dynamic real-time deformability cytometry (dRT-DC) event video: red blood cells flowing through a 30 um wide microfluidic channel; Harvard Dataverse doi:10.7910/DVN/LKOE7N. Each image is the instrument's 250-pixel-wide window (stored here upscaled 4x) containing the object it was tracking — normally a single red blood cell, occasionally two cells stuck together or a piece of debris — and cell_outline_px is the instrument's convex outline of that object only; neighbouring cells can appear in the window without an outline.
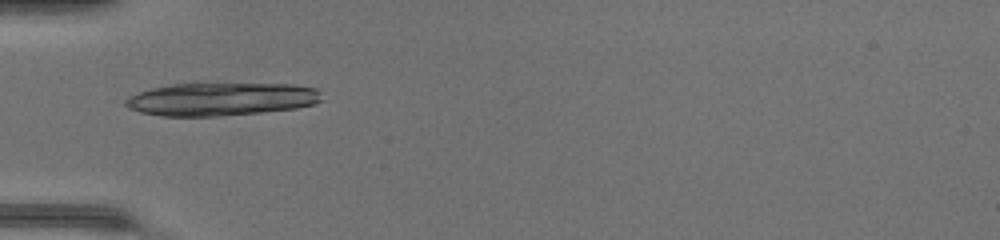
{"species": "common noctule bat (a hibernating species)", "species_latin": "Nyctalus noctula", "temperature_condition": "warm", "stored_images_in_passage": 48, "camera_frame_rate_fps": 3000, "um_per_image_px": 0.085, "animal": {"sex": "female", "body_mass_g": 17.0, "forearm_length_mm": 48.0}, "frame": {"image": 1, "passage_image": 17, "time_ms": 5.333, "image_size_px": [1000, 240], "cell_outline_px": [[320, 100], [312, 104], [296, 108], [260, 112], [220, 116], [160, 116], [140, 112], [124, 104], [124, 100], [128, 96], [152, 88], [172, 84], [288, 84], [316, 88]], "centroid_in_image_um": [18.74, 8.43], "position_along_channel_um": 66.3, "area_um2": 37.22}}